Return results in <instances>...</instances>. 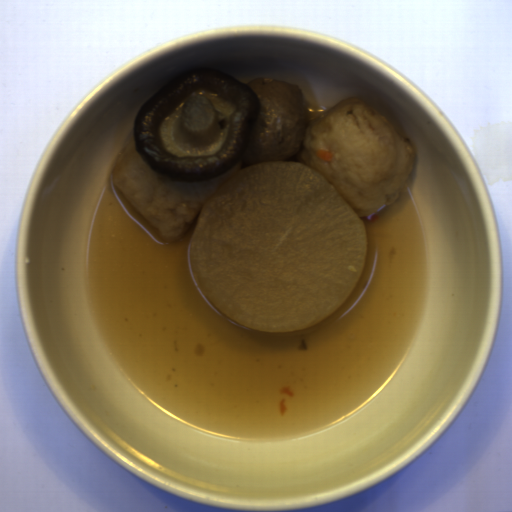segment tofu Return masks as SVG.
<instances>
[{
	"label": "tofu",
	"instance_id": "obj_1",
	"mask_svg": "<svg viewBox=\"0 0 512 512\" xmlns=\"http://www.w3.org/2000/svg\"><path fill=\"white\" fill-rule=\"evenodd\" d=\"M244 168L240 157L233 167L209 180L171 179L148 164L132 136L112 168V179L161 239L174 242L192 226L218 189Z\"/></svg>",
	"mask_w": 512,
	"mask_h": 512
}]
</instances>
